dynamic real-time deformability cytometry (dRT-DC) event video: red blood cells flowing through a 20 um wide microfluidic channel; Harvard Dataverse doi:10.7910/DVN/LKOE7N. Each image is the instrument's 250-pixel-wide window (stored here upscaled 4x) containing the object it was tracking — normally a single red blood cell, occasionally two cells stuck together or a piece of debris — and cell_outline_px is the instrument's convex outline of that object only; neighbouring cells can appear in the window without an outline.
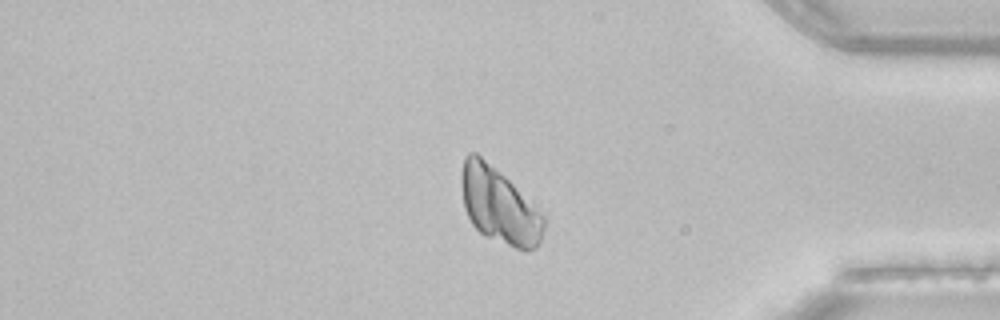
{"species": "common noctule bat (a hibernating species)", "species_latin": "Nyctalus noctula", "temperature_condition": "room temperature", "stored_images_in_passage": 46, "camera_frame_rate_fps": 3000, "um_per_image_px": 0.085, "animal": {"sex": "female", "body_mass_g": 22.7, "forearm_length_mm": 54.2}, "frame": {"image": 1, "passage_image": 39, "time_ms": 12.667, "image_size_px": [1000, 320], "cell_outline_px": [[544, 228], [540, 240], [536, 248], [528, 252], [524, 252], [484, 236], [472, 224], [464, 208], [460, 180], [460, 176], [464, 156], [468, 152], [476, 152], [504, 176], [544, 216]], "centroid_in_image_um": [42.39, 17.51], "position_along_channel_um": 392.8, "area_um2": 36.24}}